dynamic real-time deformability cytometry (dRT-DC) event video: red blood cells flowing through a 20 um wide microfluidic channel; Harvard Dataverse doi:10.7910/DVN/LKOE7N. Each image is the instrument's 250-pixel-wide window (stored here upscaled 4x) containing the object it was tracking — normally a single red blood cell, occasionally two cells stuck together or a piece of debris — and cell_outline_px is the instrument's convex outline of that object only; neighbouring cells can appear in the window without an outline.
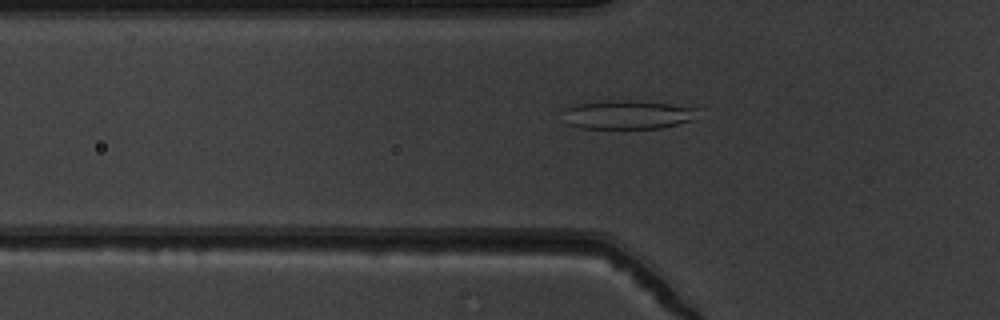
{"species": "common noctule bat (a hibernating species)", "species_latin": "Nyctalus noctula", "temperature_condition": "warm", "stored_images_in_passage": 42, "camera_frame_rate_fps": 3000, "um_per_image_px": 0.085, "animal": {"sex": "male", "body_mass_g": 19.5, "forearm_length_mm": 54.6}, "frame": {"image": 1, "passage_image": 7, "time_ms": 2.0, "image_size_px": [1000, 320], "cell_outline_px": [[704, 108], [692, 120], [660, 128], [580, 128], [568, 124], [564, 108], [572, 104], [616, 100], [628, 100], [668, 104]], "centroid_in_image_um": [53.4, 9.74], "position_along_channel_um": 72.4, "area_um2": 22.54}}
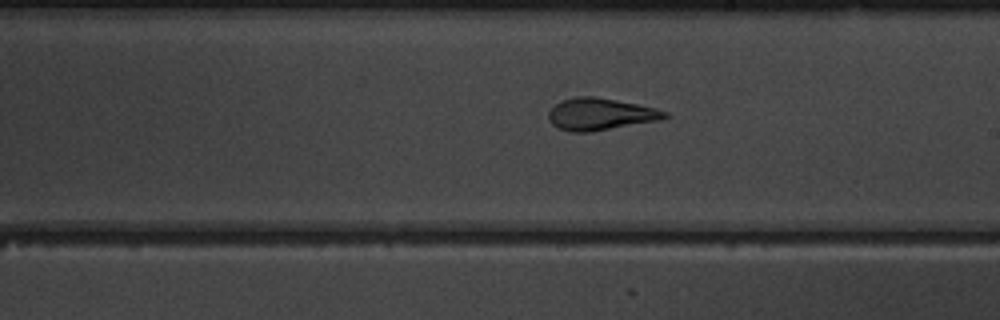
{"frame": {"image": 2, "passage_image": 20, "time_ms": 6.333, "image_size_px": [1000, 320], "cell_outline_px": [[672, 116], [664, 120], [592, 132], [572, 132], [560, 128], [552, 124], [548, 116], [548, 112], [556, 104], [564, 100], [576, 96], [592, 96], [616, 100], [656, 108], [668, 112]], "centroid_in_image_um": [51.11, 9.72], "position_along_channel_um": 237.9, "area_um2": 21.85}}
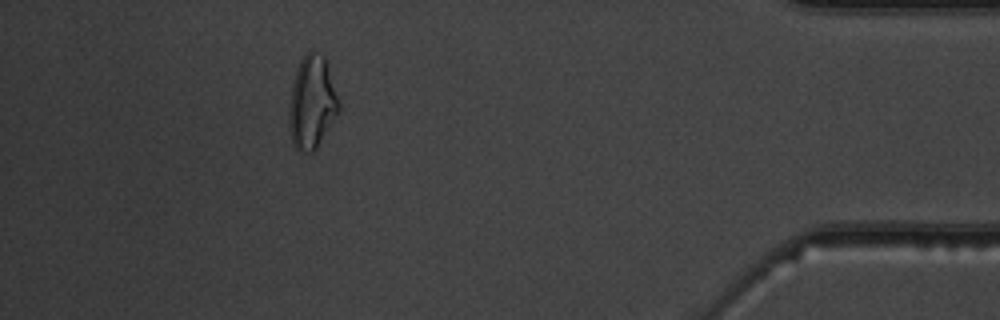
{"frame": {"image": 3, "passage_image": 37, "time_ms": 12.0, "image_size_px": [1000, 320], "cell_outline_px": [[340, 112], [316, 148], [312, 152], [308, 152], [296, 148], [292, 144], [288, 124], [288, 108], [292, 84], [296, 68], [304, 52], [308, 48], [316, 48], [328, 60], [340, 104]], "centroid_in_image_um": [26.52, 8.61], "position_along_channel_um": 408.7, "area_um2": 27.92}, "authors_computed_cell_mechanics": {"area_um2": 21.7328, "velocity_mm_per_s": 3.822, "shape_relaxation_time_tau1_ms": 8.9842, "shape_relaxation_time_tau2_ms": 1.2348, "deformation_change_tau1": 0.2702, "deformation_change_tau2": 0.0859}}